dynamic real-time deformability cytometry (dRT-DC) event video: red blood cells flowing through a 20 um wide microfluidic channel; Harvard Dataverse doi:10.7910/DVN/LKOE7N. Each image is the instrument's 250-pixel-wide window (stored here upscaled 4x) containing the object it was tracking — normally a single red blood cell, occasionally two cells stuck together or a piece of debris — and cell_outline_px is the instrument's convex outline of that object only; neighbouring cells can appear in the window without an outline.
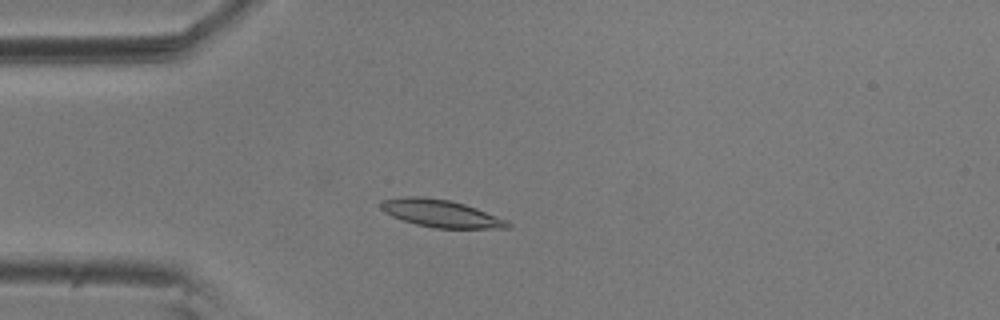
{"species": "common noctule bat (a hibernating species)", "species_latin": "Nyctalus noctula", "temperature_condition": "room temperature", "stored_images_in_passage": 23, "camera_frame_rate_fps": 3000, "um_per_image_px": 0.085, "animal": {"sex": "male", "body_mass_g": 20.5, "forearm_length_mm": 52.5}, "frame": {"image": 1, "passage_image": 5, "time_ms": 1.333, "image_size_px": [1000, 320], "cell_outline_px": [[512, 228], [436, 228], [416, 224], [392, 216], [384, 212], [380, 208], [380, 200], [404, 196], [424, 196], [448, 200], [464, 204], [476, 208], [508, 220], [512, 224]], "centroid_in_image_um": [37.47, 18.13], "position_along_channel_um": 47.5, "area_um2": 20.35}}
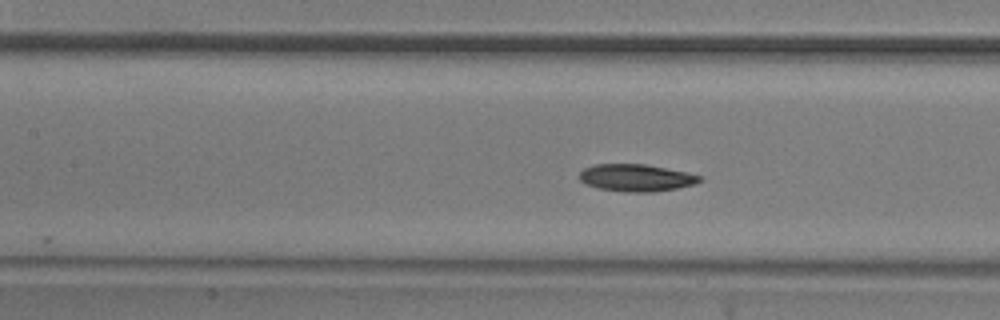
{"frame": {"image": 2, "passage_image": 15, "time_ms": 4.667, "image_size_px": [1000, 320], "cell_outline_px": [[704, 180], [696, 184], [676, 188], [652, 192], [624, 192], [600, 188], [584, 184], [580, 180], [580, 172], [584, 168], [596, 164], [644, 164], [684, 172], [700, 176]], "centroid_in_image_um": [54.06, 15.12], "position_along_channel_um": 153.3, "area_um2": 18.9}}
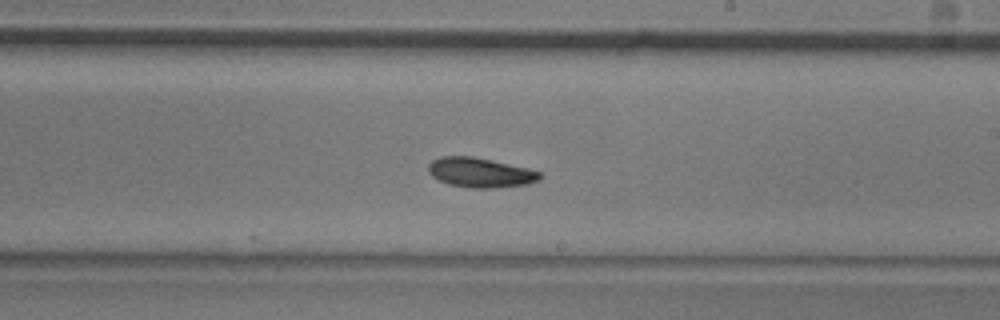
{"frame": {"image": 3, "passage_image": 23, "time_ms": 7.333, "image_size_px": [1000, 320], "cell_outline_px": [[544, 176], [540, 180], [528, 184], [496, 188], [472, 188], [448, 184], [432, 176], [428, 172], [428, 164], [432, 160], [440, 156], [472, 156], [528, 168], [540, 172]], "centroid_in_image_um": [40.84, 14.67], "position_along_channel_um": 248.2, "area_um2": 19.42}}